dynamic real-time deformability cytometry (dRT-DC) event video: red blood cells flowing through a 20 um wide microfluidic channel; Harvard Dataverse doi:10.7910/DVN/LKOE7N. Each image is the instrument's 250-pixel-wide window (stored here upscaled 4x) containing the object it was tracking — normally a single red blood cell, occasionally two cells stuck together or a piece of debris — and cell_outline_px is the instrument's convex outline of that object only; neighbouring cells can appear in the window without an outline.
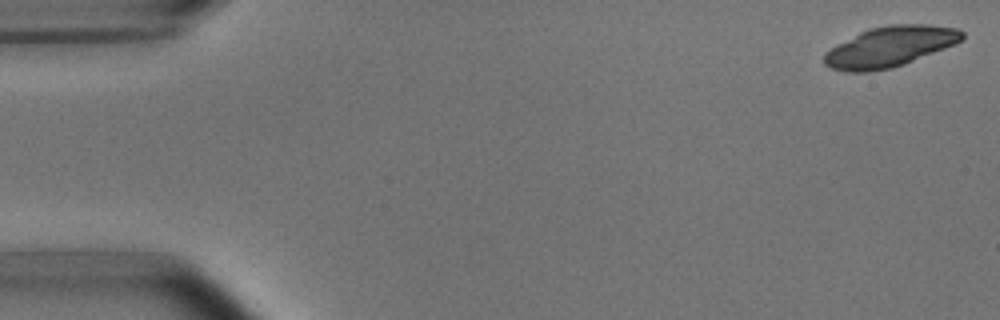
{"species": "common noctule bat (a hibernating species)", "species_latin": "Nyctalus noctula", "temperature_condition": "room temperature", "stored_images_in_passage": 5, "camera_frame_rate_fps": 3000, "um_per_image_px": 0.085, "animal": {"sex": "male", "body_mass_g": 15.6}, "frame": {"image": 1, "passage_image": 1, "time_ms": 0.0, "image_size_px": [1000, 320], "cell_outline_px": [[964, 36], [956, 44], [904, 64], [892, 68], [868, 72], [848, 72], [832, 68], [824, 64], [824, 52], [860, 32], [872, 28], [888, 24], [928, 24], [956, 28], [964, 32]], "centroid_in_image_um": [75.65, 3.97], "position_along_channel_um": 9.3, "area_um2": 32.31}}